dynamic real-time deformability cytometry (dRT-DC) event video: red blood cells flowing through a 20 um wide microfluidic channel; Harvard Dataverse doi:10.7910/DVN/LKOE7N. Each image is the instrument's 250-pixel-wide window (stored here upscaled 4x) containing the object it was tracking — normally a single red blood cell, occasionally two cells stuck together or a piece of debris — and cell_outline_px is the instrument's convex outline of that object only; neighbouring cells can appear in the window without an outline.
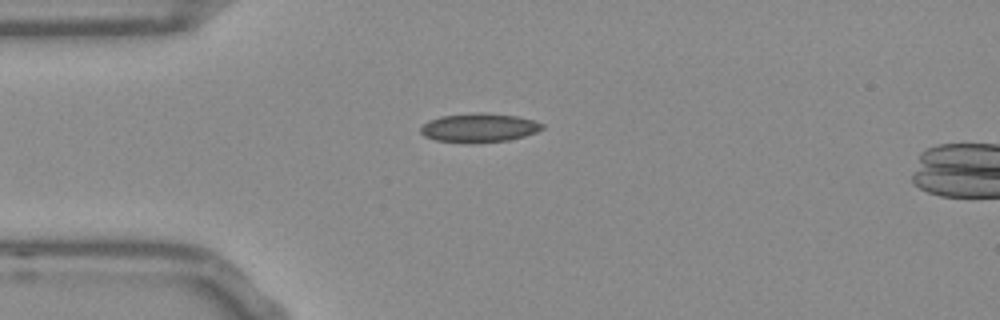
{"species": "Egyptian fruit bat (a non-hibernating species)", "species_latin": "Rousettus aegyptiacus", "temperature_condition": "room temperature", "stored_images_in_passage": 42, "camera_frame_rate_fps": 3000, "um_per_image_px": 0.085, "frame": {"image": 1, "passage_image": 1, "time_ms": 0.0, "image_size_px": [1000, 320], "cell_outline_px": [[544, 128], [536, 132], [524, 136], [508, 140], [472, 144], [436, 140], [424, 136], [420, 132], [420, 128], [428, 120], [440, 116], [480, 112], [516, 116], [532, 120], [544, 124]], "centroid_in_image_um": [40.7, 10.87], "position_along_channel_um": 44.3, "area_um2": 20.58}}
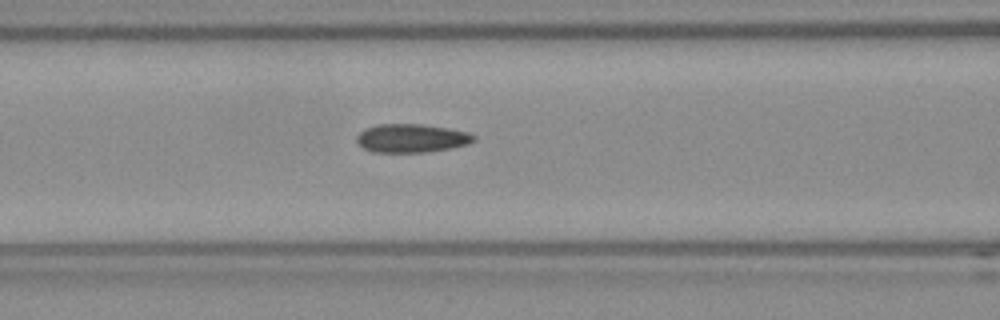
{"frame": {"image": 2, "passage_image": 9, "time_ms": 2.667, "image_size_px": [1000, 320], "cell_outline_px": [[476, 140], [468, 144], [448, 148], [424, 152], [372, 152], [364, 148], [356, 140], [356, 136], [364, 128], [376, 124], [424, 124], [448, 128], [468, 132], [476, 136]], "centroid_in_image_um": [34.97, 11.73], "position_along_channel_um": 131.6, "area_um2": 19.48}}
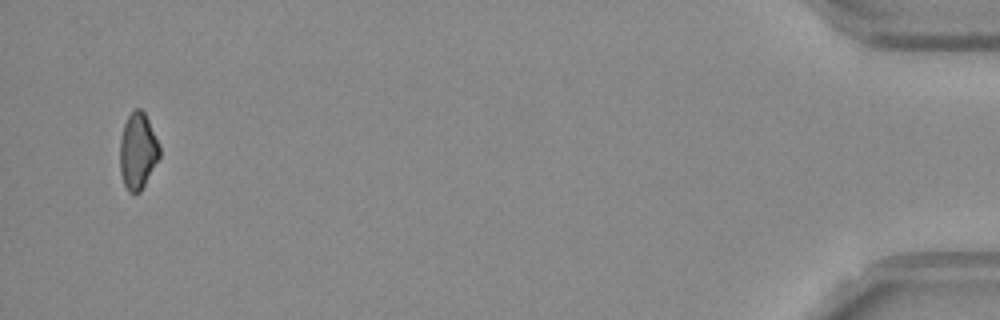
{"frame": {"image": 3, "passage_image": 39, "time_ms": 12.667, "image_size_px": [1000, 320], "cell_outline_px": [[160, 156], [140, 192], [128, 192], [124, 184], [120, 172], [120, 140], [124, 124], [128, 116], [136, 108], [140, 108], [144, 112], [160, 144]], "centroid_in_image_um": [11.71, 12.83], "position_along_channel_um": 423.5, "area_um2": 17.51}, "authors_computed_cell_mechanics": {"area_um2": 18.9006, "velocity_mm_per_s": 3.81, "shape_relaxation_time_tau1_ms": null, "shape_relaxation_time_tau2_ms": 4.2098, "deformation_change_tau1": null, "deformation_change_tau2": 0.1011}}